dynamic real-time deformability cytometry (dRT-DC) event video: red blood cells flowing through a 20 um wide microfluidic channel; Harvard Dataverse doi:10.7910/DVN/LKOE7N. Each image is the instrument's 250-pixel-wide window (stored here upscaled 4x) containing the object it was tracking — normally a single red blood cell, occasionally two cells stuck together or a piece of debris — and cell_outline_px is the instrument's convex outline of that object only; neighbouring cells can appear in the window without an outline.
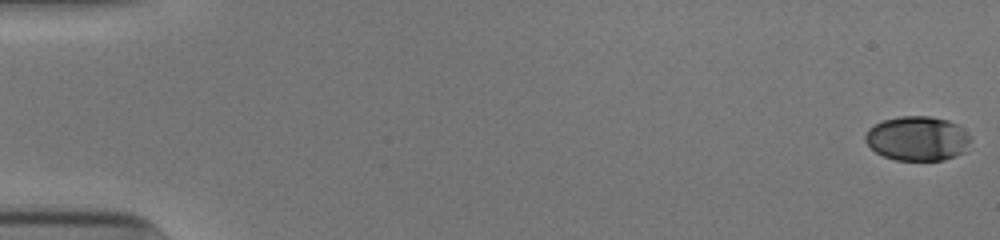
{"species": "human", "species_latin": "Homo sapiens", "temperature_condition": "cold", "stored_images_in_passage": 53, "camera_frame_rate_fps": 3000, "um_per_image_px": 0.085, "donor": {"sex": "male"}, "frame": {"image": 1, "passage_image": 1, "time_ms": 0.0, "image_size_px": [1000, 240], "cell_outline_px": [[972, 140], [964, 152], [956, 156], [944, 160], [896, 160], [884, 156], [876, 152], [864, 140], [864, 136], [868, 128], [884, 120], [900, 116], [928, 116], [948, 120], [956, 124], [972, 136]], "centroid_in_image_um": [78.01, 11.77], "position_along_channel_um": 7.0, "area_um2": 27.4}}
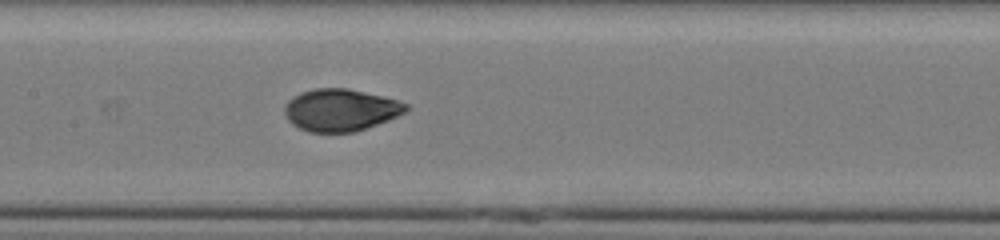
{"frame": {"image": 2, "passage_image": 27, "time_ms": 8.667, "image_size_px": [1000, 240], "cell_outline_px": [[408, 108], [404, 112], [388, 120], [352, 132], [308, 132], [292, 124], [288, 120], [284, 112], [284, 108], [288, 100], [292, 96], [300, 92], [316, 88], [348, 88], [396, 100], [408, 104]], "centroid_in_image_um": [28.89, 9.34], "position_along_channel_um": 178.5, "area_um2": 29.54}}
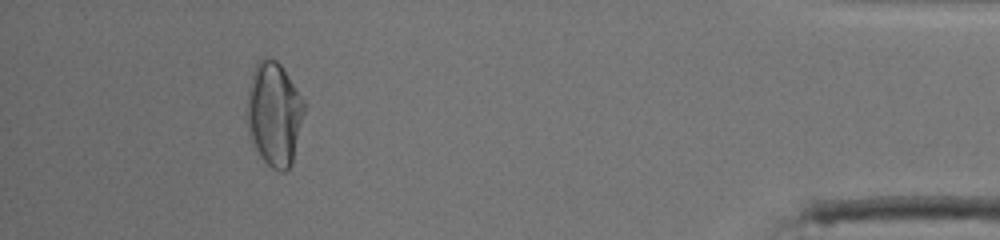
{"frame": {"image": 3, "passage_image": 49, "time_ms": 16.0, "image_size_px": [1000, 240], "cell_outline_px": [[304, 112], [292, 164], [284, 172], [280, 172], [272, 168], [252, 148], [248, 136], [248, 88], [252, 72], [256, 64], [264, 56], [276, 60], [280, 64], [304, 100]], "centroid_in_image_um": [23.29, 9.71], "position_along_channel_um": 411.9, "area_um2": 34.62}, "authors_computed_cell_mechanics": {"area_um2": 29.8826, "velocity_mm_per_s": 3.9303, "shape_relaxation_time_tau1_ms": 5.5035, "shape_relaxation_time_tau2_ms": null, "deformation_change_tau1": 0.1962, "deformation_change_tau2": null}}